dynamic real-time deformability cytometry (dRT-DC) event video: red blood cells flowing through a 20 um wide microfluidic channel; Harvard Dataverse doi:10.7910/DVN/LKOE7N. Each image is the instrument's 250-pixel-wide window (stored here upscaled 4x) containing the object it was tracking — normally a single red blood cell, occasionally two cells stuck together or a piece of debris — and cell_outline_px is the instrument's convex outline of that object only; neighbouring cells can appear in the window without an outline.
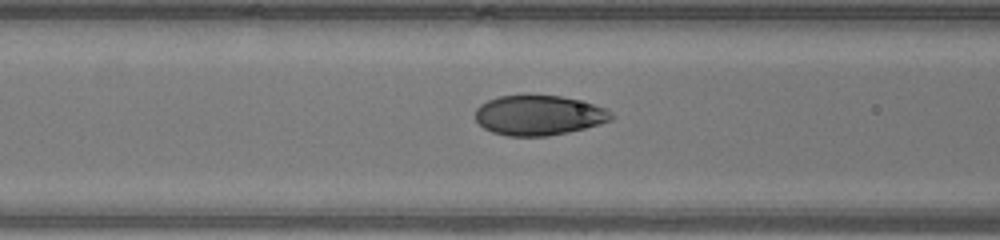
{"species": "human", "species_latin": "Homo sapiens", "temperature_condition": "warm", "stored_images_in_passage": 12, "camera_frame_rate_fps": 3000, "um_per_image_px": 0.085, "donor": {"sex": "male"}, "frame": {"image": 1, "passage_image": 7, "time_ms": 2.0, "image_size_px": [1000, 240], "cell_outline_px": [[616, 116], [612, 120], [600, 124], [568, 132], [548, 136], [508, 136], [492, 132], [484, 128], [476, 120], [476, 108], [480, 104], [488, 100], [500, 96], [524, 92], [528, 92], [560, 96], [608, 108]], "centroid_in_image_um": [45.8, 9.76], "position_along_channel_um": 120.8, "area_um2": 32.43}}
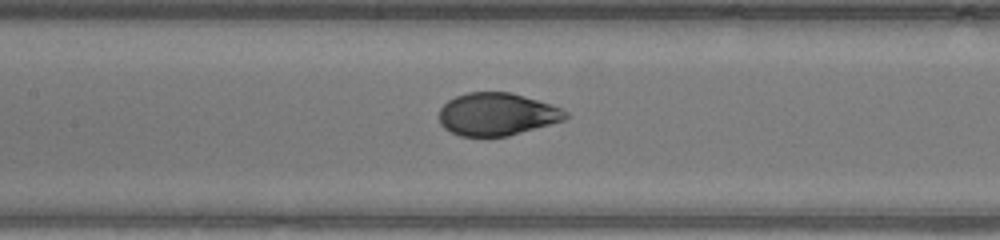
{"frame": {"image": 2, "passage_image": 10, "time_ms": 3.0, "image_size_px": [1000, 240], "cell_outline_px": [[568, 116], [564, 120], [508, 136], [460, 136], [444, 128], [440, 124], [440, 108], [448, 100], [456, 96], [468, 92], [512, 92], [552, 104], [568, 112]], "centroid_in_image_um": [42.24, 9.7], "position_along_channel_um": 165.2, "area_um2": 31.39}}